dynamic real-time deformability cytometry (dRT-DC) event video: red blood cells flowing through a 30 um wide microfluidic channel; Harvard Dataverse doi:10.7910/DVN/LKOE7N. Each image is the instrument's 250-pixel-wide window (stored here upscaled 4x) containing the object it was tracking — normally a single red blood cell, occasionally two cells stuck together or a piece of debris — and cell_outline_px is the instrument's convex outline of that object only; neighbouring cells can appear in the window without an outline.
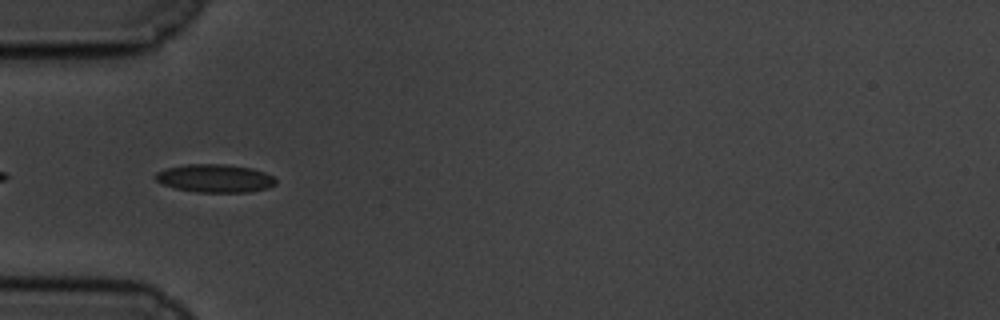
{"species": "common noctule bat (a hibernating species)", "species_latin": "Nyctalus noctula", "temperature_condition": "cold", "stored_images_in_passage": 12, "camera_frame_rate_fps": 3000, "um_per_image_px": 0.085, "animal": {"sex": "male", "body_mass_g": 19.5, "forearm_length_mm": 54.6}, "frame": {"image": 1, "passage_image": 3, "time_ms": 0.667, "image_size_px": [1000, 320], "cell_outline_px": [[276, 184], [268, 188], [248, 192], [196, 192], [176, 188], [164, 184], [156, 180], [156, 172], [168, 168], [184, 164], [224, 164], [252, 168], [264, 172], [272, 176], [276, 180]], "centroid_in_image_um": [18.3, 15.15], "position_along_channel_um": 66.7, "area_um2": 19.59}}
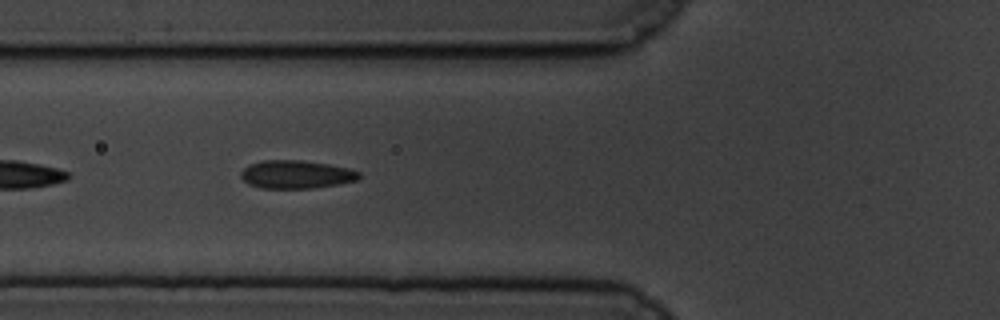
{"frame": {"image": 2, "passage_image": 6, "time_ms": 1.667, "image_size_px": [1000, 320], "cell_outline_px": [[360, 176], [356, 180], [340, 184], [312, 188], [260, 188], [248, 184], [240, 176], [240, 172], [248, 164], [264, 160], [304, 160], [328, 164], [348, 168], [360, 172]], "centroid_in_image_um": [25.15, 14.82], "position_along_channel_um": 100.6, "area_um2": 19.48}}
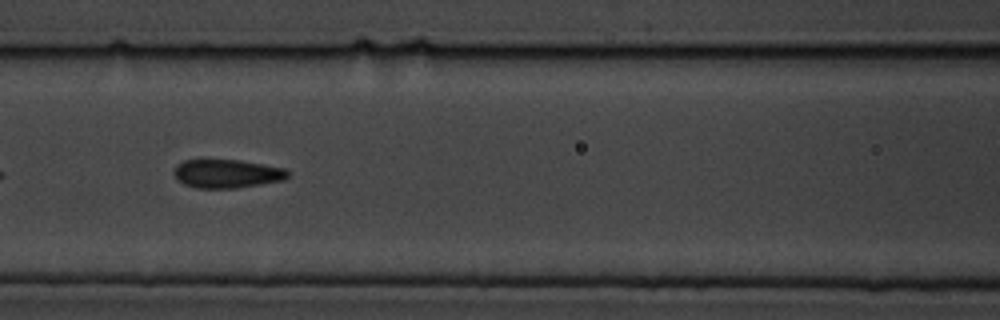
{"frame": {"image": 3, "passage_image": 10, "time_ms": 3.0, "image_size_px": [1000, 320], "cell_outline_px": [[288, 176], [284, 180], [236, 188], [196, 188], [184, 184], [176, 180], [172, 172], [176, 164], [184, 160], [200, 156], [204, 156], [240, 160], [284, 168], [288, 172]], "centroid_in_image_um": [19.16, 14.71], "position_along_channel_um": 147.4, "area_um2": 19.88}}